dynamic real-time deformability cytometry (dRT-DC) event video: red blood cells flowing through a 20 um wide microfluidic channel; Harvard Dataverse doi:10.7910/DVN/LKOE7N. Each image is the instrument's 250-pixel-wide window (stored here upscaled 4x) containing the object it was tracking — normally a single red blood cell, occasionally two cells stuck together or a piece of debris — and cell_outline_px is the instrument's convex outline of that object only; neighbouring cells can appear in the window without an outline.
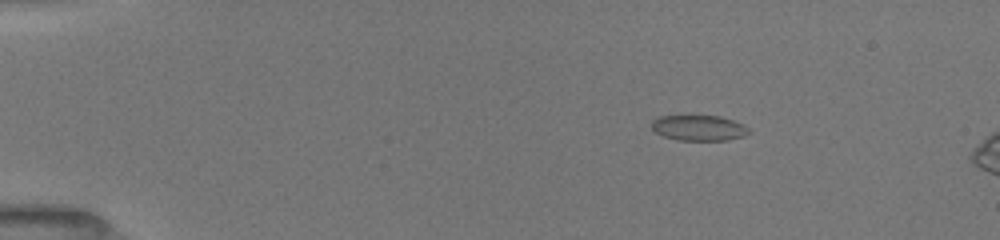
{"species": "common noctule bat (a hibernating species)", "species_latin": "Nyctalus noctula", "temperature_condition": "room temperature", "stored_images_in_passage": 8, "camera_frame_rate_fps": 3000, "um_per_image_px": 0.085, "animal": {"sex": "female", "body_mass_g": 19.5, "forearm_length_mm": 54.1}, "frame": {"image": 1, "passage_image": 2, "time_ms": 0.333, "image_size_px": [1000, 240], "cell_outline_px": [[752, 132], [744, 136], [728, 140], [676, 140], [664, 136], [656, 132], [652, 128], [652, 120], [660, 116], [688, 112], [720, 116], [744, 124]], "centroid_in_image_um": [59.38, 10.81], "position_along_channel_um": 25.6, "area_um2": 15.32}}